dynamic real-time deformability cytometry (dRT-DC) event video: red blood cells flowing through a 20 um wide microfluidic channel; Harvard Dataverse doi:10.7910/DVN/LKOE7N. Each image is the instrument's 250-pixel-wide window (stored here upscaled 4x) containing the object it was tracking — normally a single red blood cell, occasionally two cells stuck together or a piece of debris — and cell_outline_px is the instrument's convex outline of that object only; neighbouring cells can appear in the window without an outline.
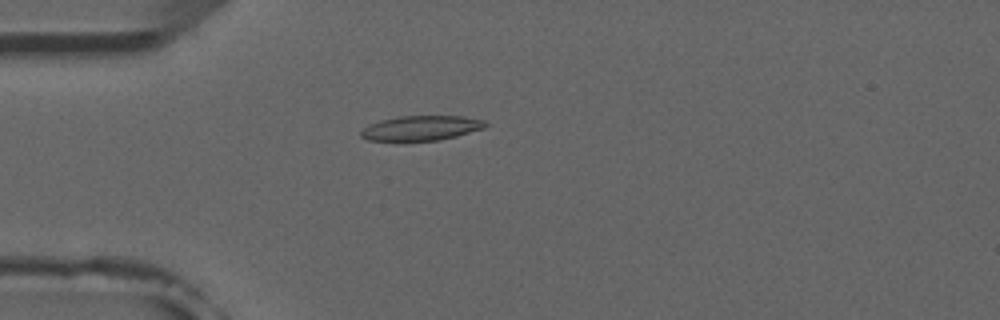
{"species": "common noctule bat (a hibernating species)", "species_latin": "Nyctalus noctula", "temperature_condition": "room temperature", "stored_images_in_passage": 4, "camera_frame_rate_fps": 3000, "um_per_image_px": 0.085, "animal": {"sex": "male", "forearm_length_mm": 52.5}, "frame": {"image": 1, "passage_image": 4, "time_ms": 3.333, "image_size_px": [1000, 320], "cell_outline_px": [[488, 124], [484, 128], [456, 136], [440, 140], [368, 140], [360, 136], [360, 132], [364, 128], [380, 120], [400, 116], [464, 116], [484, 120]], "centroid_in_image_um": [35.83, 10.87], "position_along_channel_um": 49.2, "area_um2": 17.74}}